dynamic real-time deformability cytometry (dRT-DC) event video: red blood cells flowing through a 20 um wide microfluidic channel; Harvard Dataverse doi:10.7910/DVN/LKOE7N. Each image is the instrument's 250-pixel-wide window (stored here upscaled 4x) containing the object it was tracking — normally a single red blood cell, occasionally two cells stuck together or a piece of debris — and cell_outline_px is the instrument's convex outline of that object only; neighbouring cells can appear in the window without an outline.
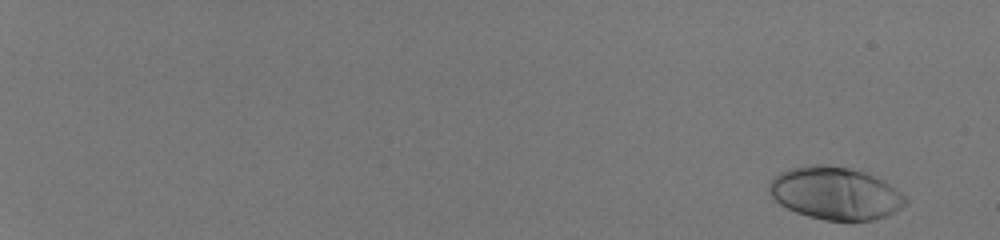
{"species": "human", "species_latin": "Homo sapiens", "temperature_condition": "room temperature", "stored_images_in_passage": 55, "camera_frame_rate_fps": 3000, "um_per_image_px": 0.085, "donor": {"sex": "male"}, "frame": {"image": 1, "passage_image": 3, "time_ms": 0.667, "image_size_px": [1000, 240], "cell_outline_px": [[908, 204], [884, 216], [872, 220], [824, 220], [808, 216], [796, 212], [780, 204], [768, 192], [768, 184], [780, 172], [788, 168], [812, 164], [824, 164], [848, 168], [864, 172], [888, 184], [900, 192], [908, 200]], "centroid_in_image_um": [70.96, 16.42], "position_along_channel_um": 14.0, "area_um2": 41.38}}
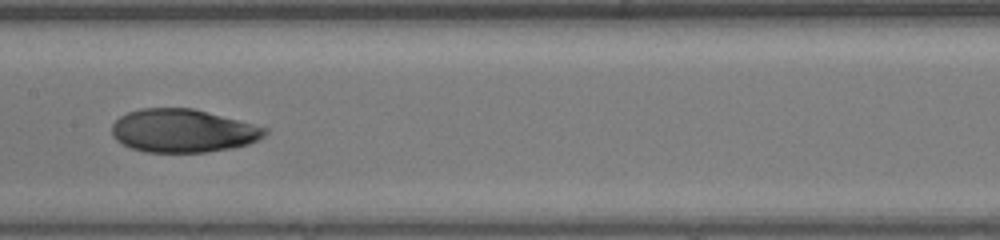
{"frame": {"image": 2, "passage_image": 34, "time_ms": 11.0, "image_size_px": [1000, 240], "cell_outline_px": [[268, 132], [264, 136], [248, 144], [232, 148], [204, 152], [144, 152], [132, 148], [116, 140], [112, 136], [112, 124], [120, 116], [128, 112], [140, 108], [192, 108], [268, 128]], "centroid_in_image_um": [15.52, 11.11], "position_along_channel_um": 191.9, "area_um2": 38.38}}
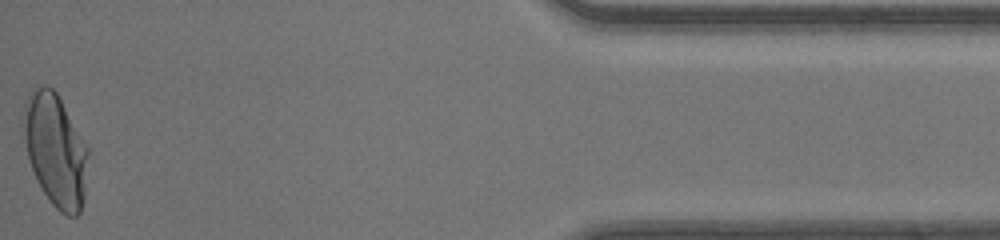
{"frame": {"image": 3, "passage_image": 55, "time_ms": 18.0, "image_size_px": [1000, 240], "cell_outline_px": [[88, 152], [84, 200], [80, 212], [76, 216], [68, 216], [60, 212], [52, 204], [36, 180], [28, 160], [20, 124], [24, 100], [32, 88], [44, 84], [52, 88], [56, 92], [88, 144]], "centroid_in_image_um": [4.68, 12.7], "position_along_channel_um": 430.5, "area_um2": 43.35}, "authors_computed_cell_mechanics": {"area_um2": 39.6508, "velocity_mm_per_s": 4.1857, "shape_relaxation_time_tau1_ms": 6.5616, "shape_relaxation_time_tau2_ms": 0.6972, "deformation_change_tau1": 0.2617, "deformation_change_tau2": 0.0411}}